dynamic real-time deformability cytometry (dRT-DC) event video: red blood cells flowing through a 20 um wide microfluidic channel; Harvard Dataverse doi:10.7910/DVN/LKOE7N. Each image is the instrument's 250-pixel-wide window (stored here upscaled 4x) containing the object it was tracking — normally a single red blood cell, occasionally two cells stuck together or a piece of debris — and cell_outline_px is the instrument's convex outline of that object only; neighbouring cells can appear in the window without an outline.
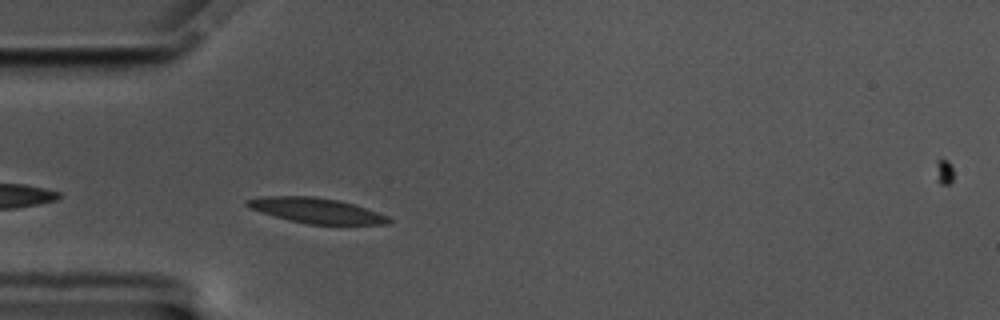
{"species": "common noctule bat (a hibernating species)", "species_latin": "Nyctalus noctula", "temperature_condition": "cold", "stored_images_in_passage": 43, "camera_frame_rate_fps": 3000, "um_per_image_px": 0.085, "animal": {"sex": "male", "body_mass_g": 17.5, "forearm_length_mm": 52.3}, "frame": {"image": 1, "passage_image": 2, "time_ms": 0.333, "image_size_px": [1000, 320], "cell_outline_px": [[392, 220], [388, 224], [308, 224], [288, 220], [260, 212], [244, 204], [244, 200], [260, 196], [312, 196], [336, 200], [352, 204], [388, 216]], "centroid_in_image_um": [26.82, 17.89], "position_along_channel_um": 58.2, "area_um2": 20.58}}
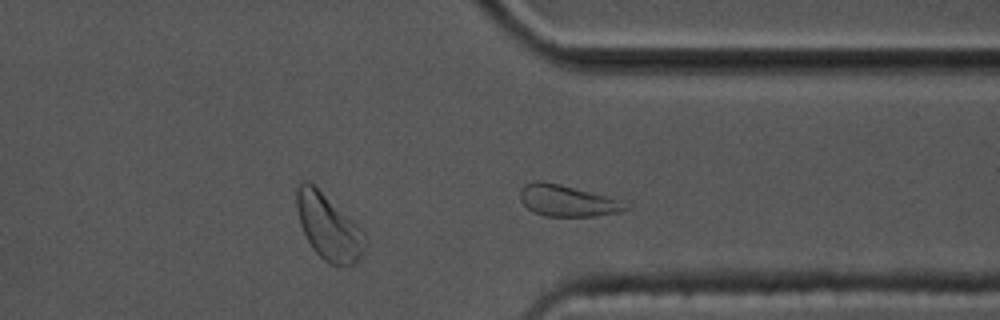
{"frame": {"image": 2, "passage_image": 29, "time_ms": 9.333, "image_size_px": [1000, 320], "cell_outline_px": [[632, 208], [624, 212], [596, 216], [544, 216], [532, 212], [520, 200], [520, 188], [524, 184], [532, 180], [540, 180], [560, 184], [608, 196], [632, 204]], "centroid_in_image_um": [48.27, 17.06], "position_along_channel_um": 363.1, "area_um2": 19.83}}
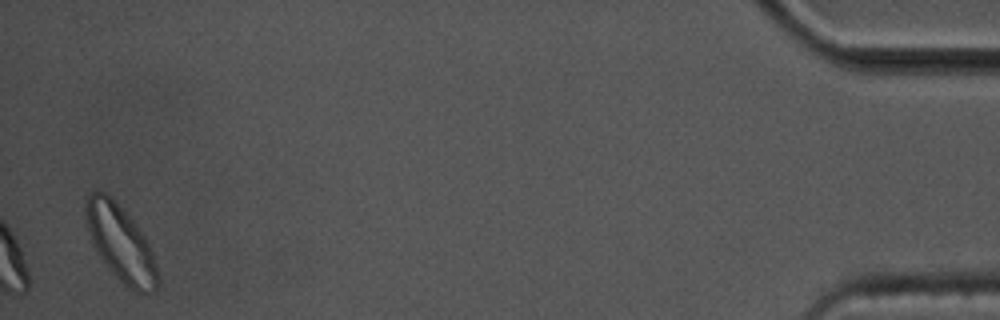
{"frame": {"image": 3, "passage_image": 42, "time_ms": 13.667, "image_size_px": [1000, 320], "cell_outline_px": [[160, 284], [156, 292], [136, 292], [128, 288], [108, 268], [92, 244], [88, 232], [84, 208], [84, 200], [88, 192], [104, 192], [140, 228], [152, 252], [160, 276]], "centroid_in_image_um": [10.26, 20.72], "position_along_channel_um": 424.9, "area_um2": 31.73}, "authors_computed_cell_mechanics": {"area_um2": 20.1144, "velocity_mm_per_s": 3.4266, "shape_relaxation_time_tau1_ms": 2.6533, "shape_relaxation_time_tau2_ms": 2.4181, "deformation_change_tau1": 0.0995, "deformation_change_tau2": 0.0801}}